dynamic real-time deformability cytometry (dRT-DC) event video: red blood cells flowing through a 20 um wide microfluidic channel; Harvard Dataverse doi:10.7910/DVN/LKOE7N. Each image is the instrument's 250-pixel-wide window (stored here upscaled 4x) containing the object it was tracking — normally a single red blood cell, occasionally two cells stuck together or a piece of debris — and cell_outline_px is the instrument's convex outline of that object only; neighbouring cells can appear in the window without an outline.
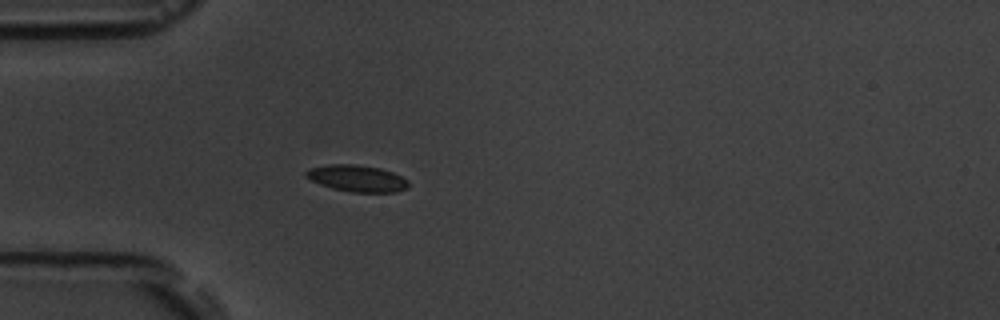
{"species": "common noctule bat (a hibernating species)", "species_latin": "Nyctalus noctula", "temperature_condition": "room temperature", "stored_images_in_passage": 4, "camera_frame_rate_fps": 3000, "um_per_image_px": 0.085, "animal": {"sex": "male", "body_mass_g": 19.5, "forearm_length_mm": 54.6}, "frame": {"image": 1, "passage_image": 4, "time_ms": 3.667, "image_size_px": [1000, 320], "cell_outline_px": [[408, 188], [396, 192], [352, 192], [332, 188], [320, 184], [304, 176], [304, 172], [308, 168], [328, 164], [356, 164], [380, 168], [392, 172], [408, 180]], "centroid_in_image_um": [30.32, 15.15], "position_along_channel_um": 54.7, "area_um2": 15.95}}